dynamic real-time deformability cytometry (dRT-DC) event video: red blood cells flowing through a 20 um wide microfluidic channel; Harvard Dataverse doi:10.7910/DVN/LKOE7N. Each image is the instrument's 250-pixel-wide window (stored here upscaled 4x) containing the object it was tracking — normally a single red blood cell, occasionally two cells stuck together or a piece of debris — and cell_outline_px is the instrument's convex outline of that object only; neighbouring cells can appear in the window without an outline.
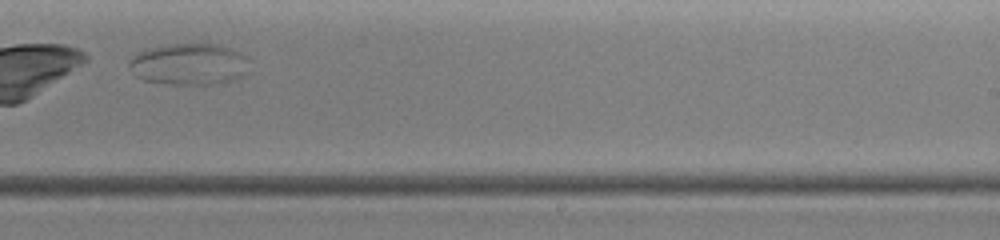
{"species": "common noctule bat (a hibernating species)", "species_latin": "Nyctalus noctula", "temperature_condition": "warm", "stored_images_in_passage": 35, "camera_frame_rate_fps": 3000, "um_per_image_px": 0.085, "animal": {"sex": "female", "body_mass_g": 19.0, "forearm_length_mm": 51.5}, "frame": {"image": 1, "passage_image": 22, "time_ms": 5.0, "image_size_px": [1000, 240], "cell_outline_px": [[248, 72], [244, 76], [232, 80], [212, 84], [172, 84], [144, 80], [136, 76], [128, 68], [128, 60], [136, 52], [144, 48], [168, 44], [220, 44], [232, 48], [248, 56]], "centroid_in_image_um": [16.06, 5.43], "position_along_channel_um": 272.9, "area_um2": 29.65}}